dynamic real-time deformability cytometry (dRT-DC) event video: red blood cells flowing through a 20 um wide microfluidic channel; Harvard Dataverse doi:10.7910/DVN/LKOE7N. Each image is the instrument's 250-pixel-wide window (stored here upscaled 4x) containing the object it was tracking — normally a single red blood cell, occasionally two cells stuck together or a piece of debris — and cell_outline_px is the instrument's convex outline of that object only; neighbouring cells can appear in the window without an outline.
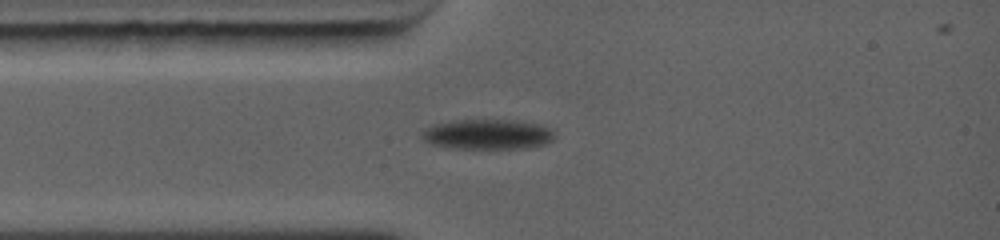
{"species": "common noctule bat (a hibernating species)", "species_latin": "Nyctalus noctula", "temperature_condition": "warm", "stored_images_in_passage": 43, "camera_frame_rate_fps": 5000, "um_per_image_px": 0.085, "animal": {"sex": "female", "body_mass_g": 19.0, "forearm_length_mm": 56.7}, "frame": {"image": 1, "passage_image": 1, "time_ms": 0.0, "image_size_px": [1000, 240], "cell_outline_px": [[556, 136], [552, 140], [544, 144], [528, 148], [452, 148], [428, 144], [420, 136], [420, 132], [424, 128], [432, 124], [452, 120], [520, 120], [540, 124], [556, 132]], "centroid_in_image_um": [41.41, 11.41], "position_along_channel_um": 43.6, "area_um2": 23.7}}
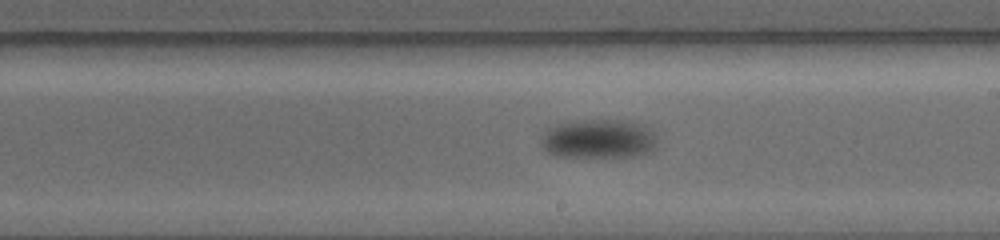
{"frame": {"image": 2, "passage_image": 19, "time_ms": 4.8, "image_size_px": [1000, 240], "cell_outline_px": [[656, 144], [648, 152], [636, 156], [560, 156], [548, 152], [544, 148], [540, 140], [540, 136], [548, 128], [560, 124], [576, 120], [620, 120], [640, 124], [648, 128], [652, 132], [656, 140]], "centroid_in_image_um": [50.84, 11.79], "position_along_channel_um": 238.2, "area_um2": 26.01}}
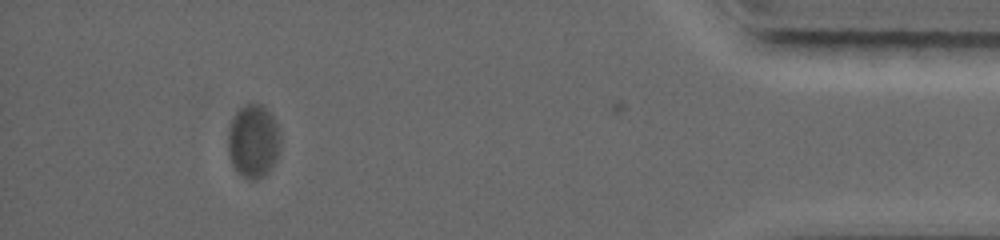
{"frame": {"image": 3, "passage_image": 37, "time_ms": 10.8, "image_size_px": [1000, 240], "cell_outline_px": [[280, 144], [276, 160], [272, 168], [264, 176], [256, 180], [248, 180], [240, 176], [236, 172], [232, 164], [228, 152], [228, 132], [232, 120], [236, 112], [240, 108], [248, 104], [264, 104], [272, 116], [276, 124], [280, 136]], "centroid_in_image_um": [21.53, 12.04], "position_along_channel_um": 413.7, "area_um2": 22.6}, "authors_computed_cell_mechanics": {"area_um2": 24.9118, "velocity_mm_per_s": 4.0919, "shape_relaxation_time_tau1_ms": 1.7392, "shape_relaxation_time_tau2_ms": null, "deformation_change_tau1": 0.0887, "deformation_change_tau2": null}}